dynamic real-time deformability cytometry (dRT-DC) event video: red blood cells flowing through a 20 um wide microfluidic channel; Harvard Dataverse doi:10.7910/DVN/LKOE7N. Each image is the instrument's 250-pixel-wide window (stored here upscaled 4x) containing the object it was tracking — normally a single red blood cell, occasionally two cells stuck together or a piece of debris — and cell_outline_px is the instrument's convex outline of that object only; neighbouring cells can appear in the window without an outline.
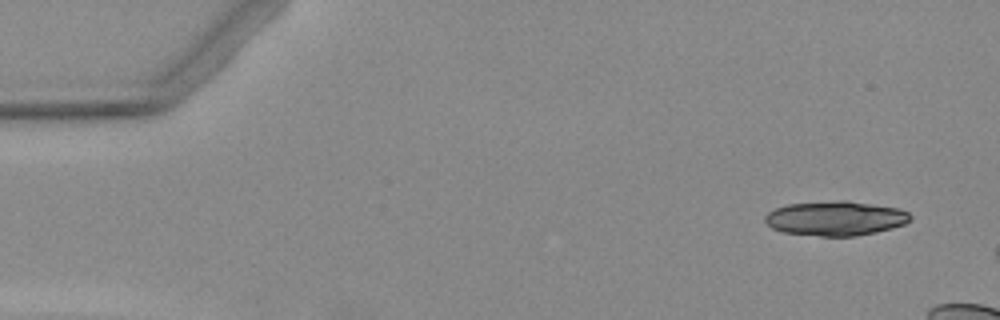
{"species": "Egyptian fruit bat (a non-hibernating species)", "species_latin": "Rousettus aegyptiacus", "temperature_condition": "warm", "stored_images_in_passage": 3, "camera_frame_rate_fps": 3000, "um_per_image_px": 0.085, "animal": {"sex": "female"}, "frame": {"image": 1, "passage_image": 1, "time_ms": 0.0, "image_size_px": [1000, 320], "cell_outline_px": [[912, 216], [904, 224], [892, 228], [876, 232], [856, 236], [820, 236], [784, 232], [772, 228], [764, 220], [764, 216], [768, 212], [776, 208], [788, 204], [840, 200], [844, 200], [900, 208], [908, 212]], "centroid_in_image_um": [71.02, 18.56], "position_along_channel_um": 14.0, "area_um2": 29.13}}